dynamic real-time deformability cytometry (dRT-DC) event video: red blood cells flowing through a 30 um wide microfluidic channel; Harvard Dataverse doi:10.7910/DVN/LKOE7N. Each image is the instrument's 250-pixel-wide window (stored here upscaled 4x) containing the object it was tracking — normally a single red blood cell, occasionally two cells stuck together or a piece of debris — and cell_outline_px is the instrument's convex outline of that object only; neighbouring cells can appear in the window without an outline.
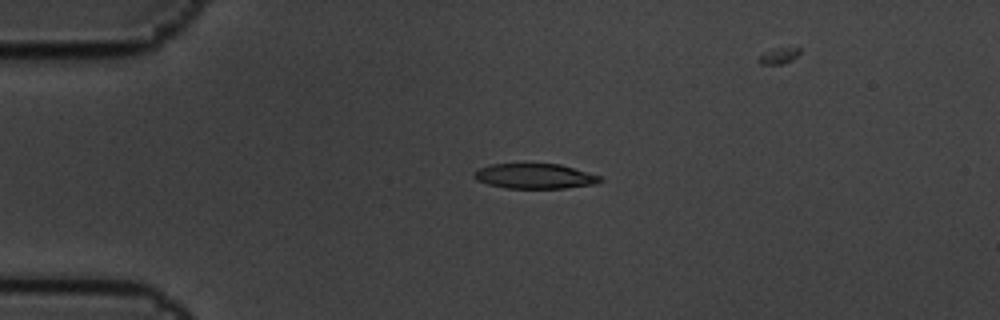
{"species": "common noctule bat (a hibernating species)", "species_latin": "Nyctalus noctula", "temperature_condition": "cold", "stored_images_in_passage": 3, "camera_frame_rate_fps": 3000, "um_per_image_px": 0.085, "animal": {"sex": "male", "body_mass_g": 19.5, "forearm_length_mm": 54.6}, "frame": {"image": 1, "passage_image": 1, "time_ms": 0.0, "image_size_px": [1000, 320], "cell_outline_px": [[604, 180], [596, 184], [564, 188], [504, 188], [488, 184], [476, 180], [472, 176], [472, 172], [480, 168], [492, 164], [560, 164], [604, 176]], "centroid_in_image_um": [45.49, 14.97], "position_along_channel_um": 39.5, "area_um2": 18.61}}
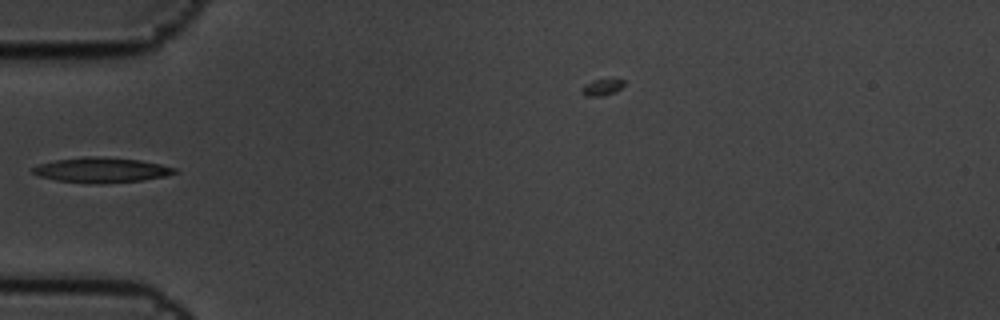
{"frame": {"image": 2, "passage_image": 2, "time_ms": 0.333, "image_size_px": [1000, 320], "cell_outline_px": [[176, 172], [164, 176], [140, 180], [100, 184], [92, 184], [56, 180], [36, 176], [32, 172], [32, 168], [40, 164], [56, 160], [84, 156], [100, 156], [140, 160], [160, 164], [176, 168]], "centroid_in_image_um": [8.57, 14.45], "position_along_channel_um": 76.4, "area_um2": 20.69}}